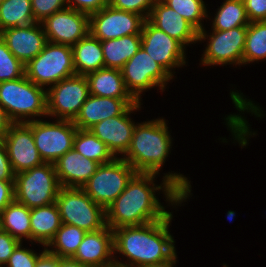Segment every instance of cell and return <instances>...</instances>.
<instances>
[{"label": "cell", "mask_w": 266, "mask_h": 267, "mask_svg": "<svg viewBox=\"0 0 266 267\" xmlns=\"http://www.w3.org/2000/svg\"><path fill=\"white\" fill-rule=\"evenodd\" d=\"M171 212L162 220L140 226H123L113 230L115 251L127 256L130 264L114 260L115 264L141 267L157 264L175 253L174 239L169 233ZM136 265V266H135Z\"/></svg>", "instance_id": "cell-1"}, {"label": "cell", "mask_w": 266, "mask_h": 267, "mask_svg": "<svg viewBox=\"0 0 266 267\" xmlns=\"http://www.w3.org/2000/svg\"><path fill=\"white\" fill-rule=\"evenodd\" d=\"M155 175L136 172L132 176L124 191L105 209L107 226L112 230L140 226L162 220L170 213L164 210L154 194L162 189L161 186L154 187L152 181Z\"/></svg>", "instance_id": "cell-2"}, {"label": "cell", "mask_w": 266, "mask_h": 267, "mask_svg": "<svg viewBox=\"0 0 266 267\" xmlns=\"http://www.w3.org/2000/svg\"><path fill=\"white\" fill-rule=\"evenodd\" d=\"M171 146L168 127L163 119L136 125L131 144L123 160L138 173L158 174Z\"/></svg>", "instance_id": "cell-3"}, {"label": "cell", "mask_w": 266, "mask_h": 267, "mask_svg": "<svg viewBox=\"0 0 266 267\" xmlns=\"http://www.w3.org/2000/svg\"><path fill=\"white\" fill-rule=\"evenodd\" d=\"M0 106L13 123H25L22 118L27 116L47 115L46 91L26 75L3 81L0 82Z\"/></svg>", "instance_id": "cell-4"}, {"label": "cell", "mask_w": 266, "mask_h": 267, "mask_svg": "<svg viewBox=\"0 0 266 267\" xmlns=\"http://www.w3.org/2000/svg\"><path fill=\"white\" fill-rule=\"evenodd\" d=\"M60 188L54 163L44 162L15 174V200L30 209L55 203Z\"/></svg>", "instance_id": "cell-5"}, {"label": "cell", "mask_w": 266, "mask_h": 267, "mask_svg": "<svg viewBox=\"0 0 266 267\" xmlns=\"http://www.w3.org/2000/svg\"><path fill=\"white\" fill-rule=\"evenodd\" d=\"M55 203L62 224L76 226L85 232L106 226L105 209L95 203L82 188L61 187Z\"/></svg>", "instance_id": "cell-6"}, {"label": "cell", "mask_w": 266, "mask_h": 267, "mask_svg": "<svg viewBox=\"0 0 266 267\" xmlns=\"http://www.w3.org/2000/svg\"><path fill=\"white\" fill-rule=\"evenodd\" d=\"M75 74L72 46L49 41L43 50L25 65L26 77L40 87L56 84Z\"/></svg>", "instance_id": "cell-7"}, {"label": "cell", "mask_w": 266, "mask_h": 267, "mask_svg": "<svg viewBox=\"0 0 266 267\" xmlns=\"http://www.w3.org/2000/svg\"><path fill=\"white\" fill-rule=\"evenodd\" d=\"M135 173L126 160L115 157L111 162L101 164L81 188L106 209L124 191Z\"/></svg>", "instance_id": "cell-8"}, {"label": "cell", "mask_w": 266, "mask_h": 267, "mask_svg": "<svg viewBox=\"0 0 266 267\" xmlns=\"http://www.w3.org/2000/svg\"><path fill=\"white\" fill-rule=\"evenodd\" d=\"M32 129L37 150L44 162L54 163L73 148L77 127L73 121L58 120L57 123L26 120Z\"/></svg>", "instance_id": "cell-9"}, {"label": "cell", "mask_w": 266, "mask_h": 267, "mask_svg": "<svg viewBox=\"0 0 266 267\" xmlns=\"http://www.w3.org/2000/svg\"><path fill=\"white\" fill-rule=\"evenodd\" d=\"M90 95L85 75H73L46 90L47 115L74 121Z\"/></svg>", "instance_id": "cell-10"}, {"label": "cell", "mask_w": 266, "mask_h": 267, "mask_svg": "<svg viewBox=\"0 0 266 267\" xmlns=\"http://www.w3.org/2000/svg\"><path fill=\"white\" fill-rule=\"evenodd\" d=\"M127 90L139 102L143 90L160 86L172 76L158 64L142 47L124 64L121 69Z\"/></svg>", "instance_id": "cell-11"}, {"label": "cell", "mask_w": 266, "mask_h": 267, "mask_svg": "<svg viewBox=\"0 0 266 267\" xmlns=\"http://www.w3.org/2000/svg\"><path fill=\"white\" fill-rule=\"evenodd\" d=\"M145 19L110 5L89 15V32L100 41L141 34Z\"/></svg>", "instance_id": "cell-12"}, {"label": "cell", "mask_w": 266, "mask_h": 267, "mask_svg": "<svg viewBox=\"0 0 266 267\" xmlns=\"http://www.w3.org/2000/svg\"><path fill=\"white\" fill-rule=\"evenodd\" d=\"M2 142L14 174L44 163L36 148L32 129L26 123H13Z\"/></svg>", "instance_id": "cell-13"}, {"label": "cell", "mask_w": 266, "mask_h": 267, "mask_svg": "<svg viewBox=\"0 0 266 267\" xmlns=\"http://www.w3.org/2000/svg\"><path fill=\"white\" fill-rule=\"evenodd\" d=\"M47 41L73 46L89 32V15L71 8L53 13L41 22Z\"/></svg>", "instance_id": "cell-14"}, {"label": "cell", "mask_w": 266, "mask_h": 267, "mask_svg": "<svg viewBox=\"0 0 266 267\" xmlns=\"http://www.w3.org/2000/svg\"><path fill=\"white\" fill-rule=\"evenodd\" d=\"M141 47L171 76L170 68L185 64V47L164 31L154 27L147 19L141 31Z\"/></svg>", "instance_id": "cell-15"}, {"label": "cell", "mask_w": 266, "mask_h": 267, "mask_svg": "<svg viewBox=\"0 0 266 267\" xmlns=\"http://www.w3.org/2000/svg\"><path fill=\"white\" fill-rule=\"evenodd\" d=\"M247 26L218 31L213 30L209 44L204 52L202 64L216 65L228 62L243 64Z\"/></svg>", "instance_id": "cell-16"}, {"label": "cell", "mask_w": 266, "mask_h": 267, "mask_svg": "<svg viewBox=\"0 0 266 267\" xmlns=\"http://www.w3.org/2000/svg\"><path fill=\"white\" fill-rule=\"evenodd\" d=\"M139 107L140 102L129 106L120 116L103 120L89 129L106 144L113 156L117 153L125 155L128 151L136 125L127 115Z\"/></svg>", "instance_id": "cell-17"}, {"label": "cell", "mask_w": 266, "mask_h": 267, "mask_svg": "<svg viewBox=\"0 0 266 267\" xmlns=\"http://www.w3.org/2000/svg\"><path fill=\"white\" fill-rule=\"evenodd\" d=\"M38 24L41 23L36 22L29 26L10 27L2 31V40L12 54L24 65L34 59L47 43L44 29L41 30V26Z\"/></svg>", "instance_id": "cell-18"}, {"label": "cell", "mask_w": 266, "mask_h": 267, "mask_svg": "<svg viewBox=\"0 0 266 267\" xmlns=\"http://www.w3.org/2000/svg\"><path fill=\"white\" fill-rule=\"evenodd\" d=\"M113 230L109 226L86 232L72 259L89 267H107L114 264Z\"/></svg>", "instance_id": "cell-19"}, {"label": "cell", "mask_w": 266, "mask_h": 267, "mask_svg": "<svg viewBox=\"0 0 266 267\" xmlns=\"http://www.w3.org/2000/svg\"><path fill=\"white\" fill-rule=\"evenodd\" d=\"M147 20L183 46L198 40V31L162 0L155 1Z\"/></svg>", "instance_id": "cell-20"}, {"label": "cell", "mask_w": 266, "mask_h": 267, "mask_svg": "<svg viewBox=\"0 0 266 267\" xmlns=\"http://www.w3.org/2000/svg\"><path fill=\"white\" fill-rule=\"evenodd\" d=\"M100 166L98 162L83 157L74 148L67 151L56 162L55 171L61 187L81 188Z\"/></svg>", "instance_id": "cell-21"}, {"label": "cell", "mask_w": 266, "mask_h": 267, "mask_svg": "<svg viewBox=\"0 0 266 267\" xmlns=\"http://www.w3.org/2000/svg\"><path fill=\"white\" fill-rule=\"evenodd\" d=\"M128 107L123 99L90 94L73 123L78 129H90L96 123L120 116Z\"/></svg>", "instance_id": "cell-22"}, {"label": "cell", "mask_w": 266, "mask_h": 267, "mask_svg": "<svg viewBox=\"0 0 266 267\" xmlns=\"http://www.w3.org/2000/svg\"><path fill=\"white\" fill-rule=\"evenodd\" d=\"M85 77L91 95L123 99L129 106L139 103L127 90L119 69L102 68Z\"/></svg>", "instance_id": "cell-23"}, {"label": "cell", "mask_w": 266, "mask_h": 267, "mask_svg": "<svg viewBox=\"0 0 266 267\" xmlns=\"http://www.w3.org/2000/svg\"><path fill=\"white\" fill-rule=\"evenodd\" d=\"M31 240L47 246L61 226L56 203L30 209Z\"/></svg>", "instance_id": "cell-24"}, {"label": "cell", "mask_w": 266, "mask_h": 267, "mask_svg": "<svg viewBox=\"0 0 266 267\" xmlns=\"http://www.w3.org/2000/svg\"><path fill=\"white\" fill-rule=\"evenodd\" d=\"M76 75H87L104 68L101 41L90 33L72 46Z\"/></svg>", "instance_id": "cell-25"}, {"label": "cell", "mask_w": 266, "mask_h": 267, "mask_svg": "<svg viewBox=\"0 0 266 267\" xmlns=\"http://www.w3.org/2000/svg\"><path fill=\"white\" fill-rule=\"evenodd\" d=\"M104 68L121 70L124 64L141 48V34L101 41Z\"/></svg>", "instance_id": "cell-26"}, {"label": "cell", "mask_w": 266, "mask_h": 267, "mask_svg": "<svg viewBox=\"0 0 266 267\" xmlns=\"http://www.w3.org/2000/svg\"><path fill=\"white\" fill-rule=\"evenodd\" d=\"M1 228L20 242L31 239L30 208L14 199L1 212Z\"/></svg>", "instance_id": "cell-27"}, {"label": "cell", "mask_w": 266, "mask_h": 267, "mask_svg": "<svg viewBox=\"0 0 266 267\" xmlns=\"http://www.w3.org/2000/svg\"><path fill=\"white\" fill-rule=\"evenodd\" d=\"M73 148L83 157L94 160L100 165L111 162L115 158L106 144L89 129H77L73 140Z\"/></svg>", "instance_id": "cell-28"}, {"label": "cell", "mask_w": 266, "mask_h": 267, "mask_svg": "<svg viewBox=\"0 0 266 267\" xmlns=\"http://www.w3.org/2000/svg\"><path fill=\"white\" fill-rule=\"evenodd\" d=\"M34 23L36 21L32 13L31 0H4L0 3V26L3 30Z\"/></svg>", "instance_id": "cell-29"}, {"label": "cell", "mask_w": 266, "mask_h": 267, "mask_svg": "<svg viewBox=\"0 0 266 267\" xmlns=\"http://www.w3.org/2000/svg\"><path fill=\"white\" fill-rule=\"evenodd\" d=\"M86 232L76 226L61 224L54 238L47 246H55L54 250L46 249L49 253L59 258L72 257L81 244Z\"/></svg>", "instance_id": "cell-30"}, {"label": "cell", "mask_w": 266, "mask_h": 267, "mask_svg": "<svg viewBox=\"0 0 266 267\" xmlns=\"http://www.w3.org/2000/svg\"><path fill=\"white\" fill-rule=\"evenodd\" d=\"M213 21V30L225 31L240 26H248L243 0H226L218 9Z\"/></svg>", "instance_id": "cell-31"}, {"label": "cell", "mask_w": 266, "mask_h": 267, "mask_svg": "<svg viewBox=\"0 0 266 267\" xmlns=\"http://www.w3.org/2000/svg\"><path fill=\"white\" fill-rule=\"evenodd\" d=\"M266 58V21L250 22L247 26L243 63Z\"/></svg>", "instance_id": "cell-32"}, {"label": "cell", "mask_w": 266, "mask_h": 267, "mask_svg": "<svg viewBox=\"0 0 266 267\" xmlns=\"http://www.w3.org/2000/svg\"><path fill=\"white\" fill-rule=\"evenodd\" d=\"M167 6L179 13L198 31V41L206 38L201 20L206 15V7L203 0H162Z\"/></svg>", "instance_id": "cell-33"}, {"label": "cell", "mask_w": 266, "mask_h": 267, "mask_svg": "<svg viewBox=\"0 0 266 267\" xmlns=\"http://www.w3.org/2000/svg\"><path fill=\"white\" fill-rule=\"evenodd\" d=\"M25 75V65L18 60L0 37V82L13 81Z\"/></svg>", "instance_id": "cell-34"}, {"label": "cell", "mask_w": 266, "mask_h": 267, "mask_svg": "<svg viewBox=\"0 0 266 267\" xmlns=\"http://www.w3.org/2000/svg\"><path fill=\"white\" fill-rule=\"evenodd\" d=\"M66 2L67 0H31L34 20L41 23L53 13L68 8L67 6L63 7Z\"/></svg>", "instance_id": "cell-35"}, {"label": "cell", "mask_w": 266, "mask_h": 267, "mask_svg": "<svg viewBox=\"0 0 266 267\" xmlns=\"http://www.w3.org/2000/svg\"><path fill=\"white\" fill-rule=\"evenodd\" d=\"M155 1L156 0H108V5L118 10L136 13L146 20L149 17ZM146 10L148 12H145Z\"/></svg>", "instance_id": "cell-36"}, {"label": "cell", "mask_w": 266, "mask_h": 267, "mask_svg": "<svg viewBox=\"0 0 266 267\" xmlns=\"http://www.w3.org/2000/svg\"><path fill=\"white\" fill-rule=\"evenodd\" d=\"M20 242L14 249L6 265L7 267H35L38 257L32 250L22 249Z\"/></svg>", "instance_id": "cell-37"}, {"label": "cell", "mask_w": 266, "mask_h": 267, "mask_svg": "<svg viewBox=\"0 0 266 267\" xmlns=\"http://www.w3.org/2000/svg\"><path fill=\"white\" fill-rule=\"evenodd\" d=\"M249 22L266 21V0H243Z\"/></svg>", "instance_id": "cell-38"}, {"label": "cell", "mask_w": 266, "mask_h": 267, "mask_svg": "<svg viewBox=\"0 0 266 267\" xmlns=\"http://www.w3.org/2000/svg\"><path fill=\"white\" fill-rule=\"evenodd\" d=\"M19 243L20 241L12 237L8 232L0 230V267L8 262Z\"/></svg>", "instance_id": "cell-39"}, {"label": "cell", "mask_w": 266, "mask_h": 267, "mask_svg": "<svg viewBox=\"0 0 266 267\" xmlns=\"http://www.w3.org/2000/svg\"><path fill=\"white\" fill-rule=\"evenodd\" d=\"M73 2V5L70 4ZM108 5V0H67V7L88 15L98 12Z\"/></svg>", "instance_id": "cell-40"}, {"label": "cell", "mask_w": 266, "mask_h": 267, "mask_svg": "<svg viewBox=\"0 0 266 267\" xmlns=\"http://www.w3.org/2000/svg\"><path fill=\"white\" fill-rule=\"evenodd\" d=\"M15 174L12 171L6 148L0 143V180L14 181Z\"/></svg>", "instance_id": "cell-41"}, {"label": "cell", "mask_w": 266, "mask_h": 267, "mask_svg": "<svg viewBox=\"0 0 266 267\" xmlns=\"http://www.w3.org/2000/svg\"><path fill=\"white\" fill-rule=\"evenodd\" d=\"M14 199V181L0 180V212Z\"/></svg>", "instance_id": "cell-42"}, {"label": "cell", "mask_w": 266, "mask_h": 267, "mask_svg": "<svg viewBox=\"0 0 266 267\" xmlns=\"http://www.w3.org/2000/svg\"><path fill=\"white\" fill-rule=\"evenodd\" d=\"M35 267H59V257L44 249V251L39 254Z\"/></svg>", "instance_id": "cell-43"}, {"label": "cell", "mask_w": 266, "mask_h": 267, "mask_svg": "<svg viewBox=\"0 0 266 267\" xmlns=\"http://www.w3.org/2000/svg\"><path fill=\"white\" fill-rule=\"evenodd\" d=\"M13 122L7 116L5 110L0 106V137L3 138Z\"/></svg>", "instance_id": "cell-44"}, {"label": "cell", "mask_w": 266, "mask_h": 267, "mask_svg": "<svg viewBox=\"0 0 266 267\" xmlns=\"http://www.w3.org/2000/svg\"><path fill=\"white\" fill-rule=\"evenodd\" d=\"M59 267H89L83 263H80L71 257L59 258Z\"/></svg>", "instance_id": "cell-45"}, {"label": "cell", "mask_w": 266, "mask_h": 267, "mask_svg": "<svg viewBox=\"0 0 266 267\" xmlns=\"http://www.w3.org/2000/svg\"><path fill=\"white\" fill-rule=\"evenodd\" d=\"M176 253H174L171 257L168 259L158 262L157 264H148V265H143L141 267H173V263H176Z\"/></svg>", "instance_id": "cell-46"}, {"label": "cell", "mask_w": 266, "mask_h": 267, "mask_svg": "<svg viewBox=\"0 0 266 267\" xmlns=\"http://www.w3.org/2000/svg\"><path fill=\"white\" fill-rule=\"evenodd\" d=\"M234 214H235L234 211H228V213H227V217H228V219H229L230 221L233 219Z\"/></svg>", "instance_id": "cell-47"}, {"label": "cell", "mask_w": 266, "mask_h": 267, "mask_svg": "<svg viewBox=\"0 0 266 267\" xmlns=\"http://www.w3.org/2000/svg\"><path fill=\"white\" fill-rule=\"evenodd\" d=\"M107 267H127V266H122V265H118V264H112L110 266H107Z\"/></svg>", "instance_id": "cell-48"}, {"label": "cell", "mask_w": 266, "mask_h": 267, "mask_svg": "<svg viewBox=\"0 0 266 267\" xmlns=\"http://www.w3.org/2000/svg\"><path fill=\"white\" fill-rule=\"evenodd\" d=\"M2 31H3V29H2L1 26H0V37H1V35H2Z\"/></svg>", "instance_id": "cell-49"}, {"label": "cell", "mask_w": 266, "mask_h": 267, "mask_svg": "<svg viewBox=\"0 0 266 267\" xmlns=\"http://www.w3.org/2000/svg\"><path fill=\"white\" fill-rule=\"evenodd\" d=\"M2 228H1V212H0V230H1Z\"/></svg>", "instance_id": "cell-50"}]
</instances>
